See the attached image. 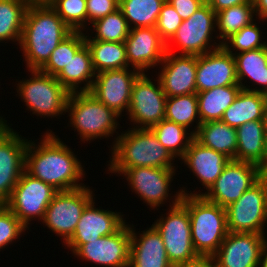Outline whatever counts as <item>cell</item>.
Segmentation results:
<instances>
[{"label": "cell", "mask_w": 267, "mask_h": 267, "mask_svg": "<svg viewBox=\"0 0 267 267\" xmlns=\"http://www.w3.org/2000/svg\"><path fill=\"white\" fill-rule=\"evenodd\" d=\"M197 118V119H196ZM168 121L174 122L189 129L192 122L197 120L196 129L191 131L194 135L201 125L198 112V97L196 93L167 97L165 118Z\"/></svg>", "instance_id": "obj_36"}, {"label": "cell", "mask_w": 267, "mask_h": 267, "mask_svg": "<svg viewBox=\"0 0 267 267\" xmlns=\"http://www.w3.org/2000/svg\"><path fill=\"white\" fill-rule=\"evenodd\" d=\"M150 129L174 158L178 156L182 159L194 139V134L187 133V128L166 119L161 120Z\"/></svg>", "instance_id": "obj_35"}, {"label": "cell", "mask_w": 267, "mask_h": 267, "mask_svg": "<svg viewBox=\"0 0 267 267\" xmlns=\"http://www.w3.org/2000/svg\"><path fill=\"white\" fill-rule=\"evenodd\" d=\"M257 23H251L244 26L239 32H236L230 38L222 44V47L231 52V47L241 52L263 48L267 46L266 42H261V30L256 25ZM229 41V42H228ZM231 45V46H229Z\"/></svg>", "instance_id": "obj_40"}, {"label": "cell", "mask_w": 267, "mask_h": 267, "mask_svg": "<svg viewBox=\"0 0 267 267\" xmlns=\"http://www.w3.org/2000/svg\"><path fill=\"white\" fill-rule=\"evenodd\" d=\"M197 267H212L208 262H204L202 265Z\"/></svg>", "instance_id": "obj_52"}, {"label": "cell", "mask_w": 267, "mask_h": 267, "mask_svg": "<svg viewBox=\"0 0 267 267\" xmlns=\"http://www.w3.org/2000/svg\"><path fill=\"white\" fill-rule=\"evenodd\" d=\"M57 137L50 131L44 134L43 140L38 145L28 141L24 171L51 185L57 191H70L84 187V184H78L85 175L79 159Z\"/></svg>", "instance_id": "obj_1"}, {"label": "cell", "mask_w": 267, "mask_h": 267, "mask_svg": "<svg viewBox=\"0 0 267 267\" xmlns=\"http://www.w3.org/2000/svg\"><path fill=\"white\" fill-rule=\"evenodd\" d=\"M206 2L209 4L211 9L217 13L232 6L243 3H253V0H206Z\"/></svg>", "instance_id": "obj_45"}, {"label": "cell", "mask_w": 267, "mask_h": 267, "mask_svg": "<svg viewBox=\"0 0 267 267\" xmlns=\"http://www.w3.org/2000/svg\"><path fill=\"white\" fill-rule=\"evenodd\" d=\"M266 120H253L236 128V161L250 162L265 167L264 145Z\"/></svg>", "instance_id": "obj_25"}, {"label": "cell", "mask_w": 267, "mask_h": 267, "mask_svg": "<svg viewBox=\"0 0 267 267\" xmlns=\"http://www.w3.org/2000/svg\"><path fill=\"white\" fill-rule=\"evenodd\" d=\"M173 6L183 20L191 17L206 0H166Z\"/></svg>", "instance_id": "obj_44"}, {"label": "cell", "mask_w": 267, "mask_h": 267, "mask_svg": "<svg viewBox=\"0 0 267 267\" xmlns=\"http://www.w3.org/2000/svg\"><path fill=\"white\" fill-rule=\"evenodd\" d=\"M92 200L84 209L72 237L65 243L74 252L80 245L112 235L126 222L119 212L98 209Z\"/></svg>", "instance_id": "obj_20"}, {"label": "cell", "mask_w": 267, "mask_h": 267, "mask_svg": "<svg viewBox=\"0 0 267 267\" xmlns=\"http://www.w3.org/2000/svg\"><path fill=\"white\" fill-rule=\"evenodd\" d=\"M86 9L87 22L92 24L119 9V0H86Z\"/></svg>", "instance_id": "obj_43"}, {"label": "cell", "mask_w": 267, "mask_h": 267, "mask_svg": "<svg viewBox=\"0 0 267 267\" xmlns=\"http://www.w3.org/2000/svg\"><path fill=\"white\" fill-rule=\"evenodd\" d=\"M151 80L145 73H141L132 87L127 114L131 122L140 125L136 128H151L165 118L167 97L160 80H156L157 86Z\"/></svg>", "instance_id": "obj_14"}, {"label": "cell", "mask_w": 267, "mask_h": 267, "mask_svg": "<svg viewBox=\"0 0 267 267\" xmlns=\"http://www.w3.org/2000/svg\"><path fill=\"white\" fill-rule=\"evenodd\" d=\"M140 74V71L129 68L97 73L89 93L121 116L124 109L128 113L132 87Z\"/></svg>", "instance_id": "obj_15"}, {"label": "cell", "mask_w": 267, "mask_h": 267, "mask_svg": "<svg viewBox=\"0 0 267 267\" xmlns=\"http://www.w3.org/2000/svg\"><path fill=\"white\" fill-rule=\"evenodd\" d=\"M197 93L221 86L239 85L234 55L223 47L197 56Z\"/></svg>", "instance_id": "obj_19"}, {"label": "cell", "mask_w": 267, "mask_h": 267, "mask_svg": "<svg viewBox=\"0 0 267 267\" xmlns=\"http://www.w3.org/2000/svg\"><path fill=\"white\" fill-rule=\"evenodd\" d=\"M88 188L58 191L45 211L42 223L61 236L63 243L72 237L85 207L93 200V191Z\"/></svg>", "instance_id": "obj_11"}, {"label": "cell", "mask_w": 267, "mask_h": 267, "mask_svg": "<svg viewBox=\"0 0 267 267\" xmlns=\"http://www.w3.org/2000/svg\"><path fill=\"white\" fill-rule=\"evenodd\" d=\"M57 192L51 185L24 171L4 205L28 228L31 220H43L45 211Z\"/></svg>", "instance_id": "obj_12"}, {"label": "cell", "mask_w": 267, "mask_h": 267, "mask_svg": "<svg viewBox=\"0 0 267 267\" xmlns=\"http://www.w3.org/2000/svg\"><path fill=\"white\" fill-rule=\"evenodd\" d=\"M66 112L70 114V124L84 142L112 136L118 128L119 115L89 92L70 93Z\"/></svg>", "instance_id": "obj_6"}, {"label": "cell", "mask_w": 267, "mask_h": 267, "mask_svg": "<svg viewBox=\"0 0 267 267\" xmlns=\"http://www.w3.org/2000/svg\"><path fill=\"white\" fill-rule=\"evenodd\" d=\"M266 234L228 232L208 260L212 267H259L267 245Z\"/></svg>", "instance_id": "obj_13"}, {"label": "cell", "mask_w": 267, "mask_h": 267, "mask_svg": "<svg viewBox=\"0 0 267 267\" xmlns=\"http://www.w3.org/2000/svg\"><path fill=\"white\" fill-rule=\"evenodd\" d=\"M28 4H49L51 0H23Z\"/></svg>", "instance_id": "obj_48"}, {"label": "cell", "mask_w": 267, "mask_h": 267, "mask_svg": "<svg viewBox=\"0 0 267 267\" xmlns=\"http://www.w3.org/2000/svg\"><path fill=\"white\" fill-rule=\"evenodd\" d=\"M83 31H73L59 43L52 51L47 63L40 69L41 72L56 77L68 64L75 53L85 44Z\"/></svg>", "instance_id": "obj_37"}, {"label": "cell", "mask_w": 267, "mask_h": 267, "mask_svg": "<svg viewBox=\"0 0 267 267\" xmlns=\"http://www.w3.org/2000/svg\"><path fill=\"white\" fill-rule=\"evenodd\" d=\"M26 228L4 204H0V249L19 239Z\"/></svg>", "instance_id": "obj_41"}, {"label": "cell", "mask_w": 267, "mask_h": 267, "mask_svg": "<svg viewBox=\"0 0 267 267\" xmlns=\"http://www.w3.org/2000/svg\"><path fill=\"white\" fill-rule=\"evenodd\" d=\"M263 177L267 180V165L263 168Z\"/></svg>", "instance_id": "obj_51"}, {"label": "cell", "mask_w": 267, "mask_h": 267, "mask_svg": "<svg viewBox=\"0 0 267 267\" xmlns=\"http://www.w3.org/2000/svg\"><path fill=\"white\" fill-rule=\"evenodd\" d=\"M7 125V122L5 119H2V117H0V131Z\"/></svg>", "instance_id": "obj_50"}, {"label": "cell", "mask_w": 267, "mask_h": 267, "mask_svg": "<svg viewBox=\"0 0 267 267\" xmlns=\"http://www.w3.org/2000/svg\"><path fill=\"white\" fill-rule=\"evenodd\" d=\"M264 158H265V166H266L267 165V128L265 132Z\"/></svg>", "instance_id": "obj_49"}, {"label": "cell", "mask_w": 267, "mask_h": 267, "mask_svg": "<svg viewBox=\"0 0 267 267\" xmlns=\"http://www.w3.org/2000/svg\"><path fill=\"white\" fill-rule=\"evenodd\" d=\"M260 267H267V245L265 246V248L262 252L261 266Z\"/></svg>", "instance_id": "obj_47"}, {"label": "cell", "mask_w": 267, "mask_h": 267, "mask_svg": "<svg viewBox=\"0 0 267 267\" xmlns=\"http://www.w3.org/2000/svg\"><path fill=\"white\" fill-rule=\"evenodd\" d=\"M49 5L72 31H84L87 23L86 0H51Z\"/></svg>", "instance_id": "obj_39"}, {"label": "cell", "mask_w": 267, "mask_h": 267, "mask_svg": "<svg viewBox=\"0 0 267 267\" xmlns=\"http://www.w3.org/2000/svg\"><path fill=\"white\" fill-rule=\"evenodd\" d=\"M167 52L160 65L161 72L157 77L166 97L197 93L196 88V55H177Z\"/></svg>", "instance_id": "obj_21"}, {"label": "cell", "mask_w": 267, "mask_h": 267, "mask_svg": "<svg viewBox=\"0 0 267 267\" xmlns=\"http://www.w3.org/2000/svg\"><path fill=\"white\" fill-rule=\"evenodd\" d=\"M85 43L90 50L92 66L96 74L129 67L124 42L98 41L85 35Z\"/></svg>", "instance_id": "obj_31"}, {"label": "cell", "mask_w": 267, "mask_h": 267, "mask_svg": "<svg viewBox=\"0 0 267 267\" xmlns=\"http://www.w3.org/2000/svg\"><path fill=\"white\" fill-rule=\"evenodd\" d=\"M241 89L240 85H230L196 93L201 124L221 120L224 111L234 102Z\"/></svg>", "instance_id": "obj_30"}, {"label": "cell", "mask_w": 267, "mask_h": 267, "mask_svg": "<svg viewBox=\"0 0 267 267\" xmlns=\"http://www.w3.org/2000/svg\"><path fill=\"white\" fill-rule=\"evenodd\" d=\"M32 78L20 80L17 93L35 115L56 117L66 113L70 93L56 77L40 70H29Z\"/></svg>", "instance_id": "obj_7"}, {"label": "cell", "mask_w": 267, "mask_h": 267, "mask_svg": "<svg viewBox=\"0 0 267 267\" xmlns=\"http://www.w3.org/2000/svg\"><path fill=\"white\" fill-rule=\"evenodd\" d=\"M72 32L49 4H29L19 45L27 68L40 70Z\"/></svg>", "instance_id": "obj_2"}, {"label": "cell", "mask_w": 267, "mask_h": 267, "mask_svg": "<svg viewBox=\"0 0 267 267\" xmlns=\"http://www.w3.org/2000/svg\"><path fill=\"white\" fill-rule=\"evenodd\" d=\"M194 138L203 146L221 152L231 160H236L237 132L221 120L202 123Z\"/></svg>", "instance_id": "obj_29"}, {"label": "cell", "mask_w": 267, "mask_h": 267, "mask_svg": "<svg viewBox=\"0 0 267 267\" xmlns=\"http://www.w3.org/2000/svg\"><path fill=\"white\" fill-rule=\"evenodd\" d=\"M181 202L189 213L196 253L208 262L228 234L226 210L203 196L182 195Z\"/></svg>", "instance_id": "obj_4"}, {"label": "cell", "mask_w": 267, "mask_h": 267, "mask_svg": "<svg viewBox=\"0 0 267 267\" xmlns=\"http://www.w3.org/2000/svg\"><path fill=\"white\" fill-rule=\"evenodd\" d=\"M96 73L92 66L91 53L86 43L75 53L62 71L56 76L57 80L69 93L89 92ZM86 82L83 87L78 85ZM79 89V90H78Z\"/></svg>", "instance_id": "obj_27"}, {"label": "cell", "mask_w": 267, "mask_h": 267, "mask_svg": "<svg viewBox=\"0 0 267 267\" xmlns=\"http://www.w3.org/2000/svg\"><path fill=\"white\" fill-rule=\"evenodd\" d=\"M182 195L181 190L175 194L166 217L152 225L161 235L168 259L174 267H197L205 261L193 246L189 213L181 202Z\"/></svg>", "instance_id": "obj_5"}, {"label": "cell", "mask_w": 267, "mask_h": 267, "mask_svg": "<svg viewBox=\"0 0 267 267\" xmlns=\"http://www.w3.org/2000/svg\"><path fill=\"white\" fill-rule=\"evenodd\" d=\"M130 242V226L125 223L112 235L80 245L73 254L105 267H128Z\"/></svg>", "instance_id": "obj_17"}, {"label": "cell", "mask_w": 267, "mask_h": 267, "mask_svg": "<svg viewBox=\"0 0 267 267\" xmlns=\"http://www.w3.org/2000/svg\"><path fill=\"white\" fill-rule=\"evenodd\" d=\"M182 160L199 178L201 185L208 191L231 161L221 152L203 146L195 138L191 141Z\"/></svg>", "instance_id": "obj_24"}, {"label": "cell", "mask_w": 267, "mask_h": 267, "mask_svg": "<svg viewBox=\"0 0 267 267\" xmlns=\"http://www.w3.org/2000/svg\"><path fill=\"white\" fill-rule=\"evenodd\" d=\"M130 233L128 267H174L168 259L162 237L153 225L139 234V238L132 226Z\"/></svg>", "instance_id": "obj_23"}, {"label": "cell", "mask_w": 267, "mask_h": 267, "mask_svg": "<svg viewBox=\"0 0 267 267\" xmlns=\"http://www.w3.org/2000/svg\"><path fill=\"white\" fill-rule=\"evenodd\" d=\"M267 95L241 89L234 102L224 111L222 122L238 128L253 120H266Z\"/></svg>", "instance_id": "obj_26"}, {"label": "cell", "mask_w": 267, "mask_h": 267, "mask_svg": "<svg viewBox=\"0 0 267 267\" xmlns=\"http://www.w3.org/2000/svg\"><path fill=\"white\" fill-rule=\"evenodd\" d=\"M255 13L254 3H243L223 9L216 13V26L219 31L217 39L221 38L223 44L228 38L239 32L244 26L254 22ZM225 40V41H224Z\"/></svg>", "instance_id": "obj_34"}, {"label": "cell", "mask_w": 267, "mask_h": 267, "mask_svg": "<svg viewBox=\"0 0 267 267\" xmlns=\"http://www.w3.org/2000/svg\"><path fill=\"white\" fill-rule=\"evenodd\" d=\"M263 177V169L253 163L231 160L223 169L215 183L205 193H186L183 195L203 196L207 201L226 208L237 201L242 194Z\"/></svg>", "instance_id": "obj_8"}, {"label": "cell", "mask_w": 267, "mask_h": 267, "mask_svg": "<svg viewBox=\"0 0 267 267\" xmlns=\"http://www.w3.org/2000/svg\"><path fill=\"white\" fill-rule=\"evenodd\" d=\"M174 172L175 169L134 167L122 175L129 181L131 189L153 209L167 200Z\"/></svg>", "instance_id": "obj_22"}, {"label": "cell", "mask_w": 267, "mask_h": 267, "mask_svg": "<svg viewBox=\"0 0 267 267\" xmlns=\"http://www.w3.org/2000/svg\"><path fill=\"white\" fill-rule=\"evenodd\" d=\"M214 28H216V13L205 2L191 17L183 20L173 37L166 43L167 52H172L171 47L175 43L181 54L196 56L222 47L221 43L216 42L214 43L216 47L214 44L210 46L209 42L214 37L211 36L212 32H215Z\"/></svg>", "instance_id": "obj_10"}, {"label": "cell", "mask_w": 267, "mask_h": 267, "mask_svg": "<svg viewBox=\"0 0 267 267\" xmlns=\"http://www.w3.org/2000/svg\"><path fill=\"white\" fill-rule=\"evenodd\" d=\"M256 16L262 21L267 19V0H253Z\"/></svg>", "instance_id": "obj_46"}, {"label": "cell", "mask_w": 267, "mask_h": 267, "mask_svg": "<svg viewBox=\"0 0 267 267\" xmlns=\"http://www.w3.org/2000/svg\"><path fill=\"white\" fill-rule=\"evenodd\" d=\"M166 0H119V9L131 28L156 27ZM132 24L134 26H132ZM132 26V27H131Z\"/></svg>", "instance_id": "obj_32"}, {"label": "cell", "mask_w": 267, "mask_h": 267, "mask_svg": "<svg viewBox=\"0 0 267 267\" xmlns=\"http://www.w3.org/2000/svg\"><path fill=\"white\" fill-rule=\"evenodd\" d=\"M96 31L93 40L106 42H124L130 27L120 9L92 23Z\"/></svg>", "instance_id": "obj_38"}, {"label": "cell", "mask_w": 267, "mask_h": 267, "mask_svg": "<svg viewBox=\"0 0 267 267\" xmlns=\"http://www.w3.org/2000/svg\"><path fill=\"white\" fill-rule=\"evenodd\" d=\"M28 7L23 0H0V42L12 40L20 44Z\"/></svg>", "instance_id": "obj_33"}, {"label": "cell", "mask_w": 267, "mask_h": 267, "mask_svg": "<svg viewBox=\"0 0 267 267\" xmlns=\"http://www.w3.org/2000/svg\"><path fill=\"white\" fill-rule=\"evenodd\" d=\"M124 43L129 67L131 64L132 68L141 73L160 64L167 53L166 42L156 27L131 28Z\"/></svg>", "instance_id": "obj_18"}, {"label": "cell", "mask_w": 267, "mask_h": 267, "mask_svg": "<svg viewBox=\"0 0 267 267\" xmlns=\"http://www.w3.org/2000/svg\"><path fill=\"white\" fill-rule=\"evenodd\" d=\"M265 119H266V122H267V99H266V111H265Z\"/></svg>", "instance_id": "obj_53"}, {"label": "cell", "mask_w": 267, "mask_h": 267, "mask_svg": "<svg viewBox=\"0 0 267 267\" xmlns=\"http://www.w3.org/2000/svg\"><path fill=\"white\" fill-rule=\"evenodd\" d=\"M28 139L6 125L0 131V204H5L25 168Z\"/></svg>", "instance_id": "obj_16"}, {"label": "cell", "mask_w": 267, "mask_h": 267, "mask_svg": "<svg viewBox=\"0 0 267 267\" xmlns=\"http://www.w3.org/2000/svg\"><path fill=\"white\" fill-rule=\"evenodd\" d=\"M182 22L183 19L180 15L176 12L173 6L166 1L160 11L156 30L161 38L167 43L173 37Z\"/></svg>", "instance_id": "obj_42"}, {"label": "cell", "mask_w": 267, "mask_h": 267, "mask_svg": "<svg viewBox=\"0 0 267 267\" xmlns=\"http://www.w3.org/2000/svg\"><path fill=\"white\" fill-rule=\"evenodd\" d=\"M108 165L110 173L123 174L134 167L174 169L175 158L158 141L150 128H135L118 134ZM172 162V163H171Z\"/></svg>", "instance_id": "obj_3"}, {"label": "cell", "mask_w": 267, "mask_h": 267, "mask_svg": "<svg viewBox=\"0 0 267 267\" xmlns=\"http://www.w3.org/2000/svg\"><path fill=\"white\" fill-rule=\"evenodd\" d=\"M225 210L228 232L265 234L267 180L262 177L246 190L237 201L228 205Z\"/></svg>", "instance_id": "obj_9"}, {"label": "cell", "mask_w": 267, "mask_h": 267, "mask_svg": "<svg viewBox=\"0 0 267 267\" xmlns=\"http://www.w3.org/2000/svg\"><path fill=\"white\" fill-rule=\"evenodd\" d=\"M234 55L238 83L244 90L255 91L267 95V46L241 53L228 52ZM262 88H248L242 80L248 78ZM258 88V89H257Z\"/></svg>", "instance_id": "obj_28"}]
</instances>
